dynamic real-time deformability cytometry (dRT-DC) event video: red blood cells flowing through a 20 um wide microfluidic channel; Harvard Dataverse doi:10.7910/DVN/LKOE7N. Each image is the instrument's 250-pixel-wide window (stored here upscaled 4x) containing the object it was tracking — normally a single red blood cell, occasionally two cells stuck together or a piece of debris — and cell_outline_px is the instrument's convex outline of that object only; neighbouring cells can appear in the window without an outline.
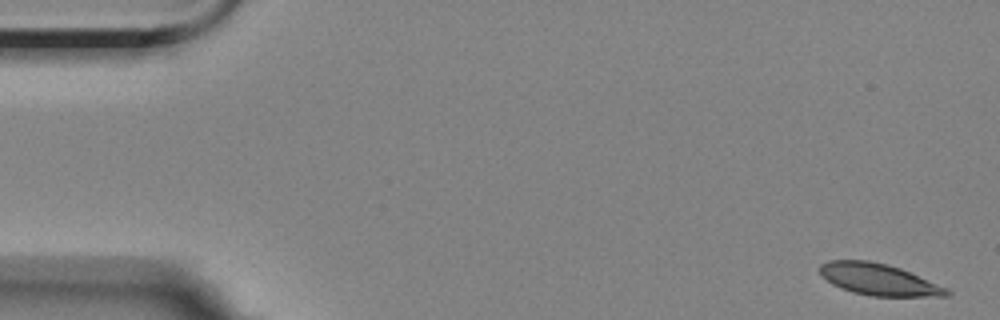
{"species": "Egyptian fruit bat (a non-hibernating species)", "species_latin": "Rousettus aegyptiacus", "temperature_condition": "room temperature", "stored_images_in_passage": 6, "segment_of_instrument_passage": [1, 2], "camera_frame_rate_fps": 3000, "um_per_image_px": 0.085, "animal": {"sex": "female"}, "frame": {"image": 1, "passage_image": 1, "time_ms": 0.0, "image_size_px": [1000, 320], "cell_outline_px": [[952, 292], [948, 296], [872, 296], [852, 292], [840, 288], [832, 284], [820, 272], [820, 264], [828, 260], [868, 260], [888, 264], [900, 268], [948, 288]], "centroid_in_image_um": [74.7, 23.75], "position_along_channel_um": 10.3, "area_um2": 23.29}}
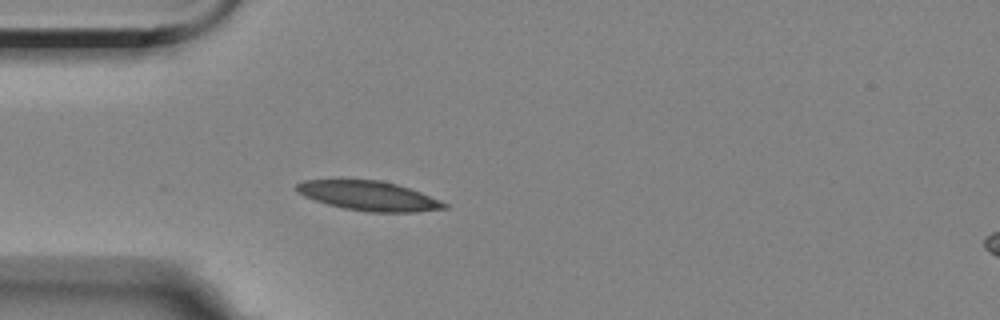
{"frame": {"image": 2, "passage_image": 5, "time_ms": 4.667, "image_size_px": [1000, 320], "cell_outline_px": [[448, 208], [416, 212], [368, 212], [344, 208], [328, 204], [304, 196], [296, 192], [296, 184], [304, 180], [380, 180], [396, 184], [420, 192], [440, 200], [448, 204]], "centroid_in_image_um": [31.35, 16.65], "position_along_channel_um": 53.6, "area_um2": 25.2}}